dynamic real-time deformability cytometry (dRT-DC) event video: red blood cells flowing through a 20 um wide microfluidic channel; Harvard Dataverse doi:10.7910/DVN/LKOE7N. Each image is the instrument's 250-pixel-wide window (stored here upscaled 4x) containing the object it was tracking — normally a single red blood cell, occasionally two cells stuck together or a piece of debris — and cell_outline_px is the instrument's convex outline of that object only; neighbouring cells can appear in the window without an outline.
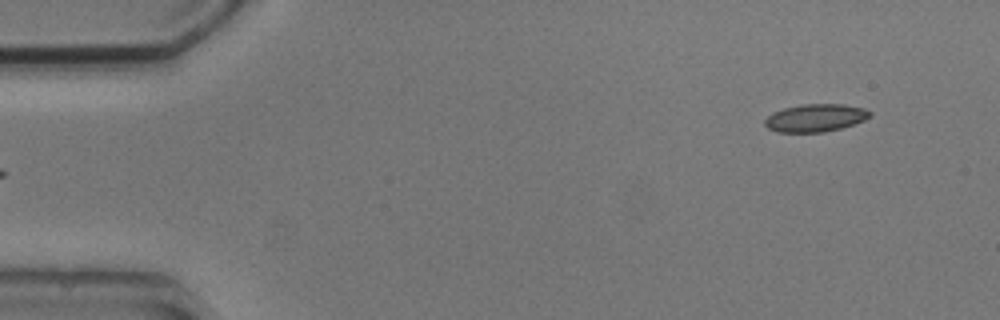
{"species": "common noctule bat (a hibernating species)", "species_latin": "Nyctalus noctula", "temperature_condition": "cold", "stored_images_in_passage": 4, "segment_of_instrument_passage": [2, 2], "camera_frame_rate_fps": 3000, "um_per_image_px": 0.085, "animal": {"sex": "male", "body_mass_g": 20.5, "forearm_length_mm": 52.5}, "frame": {"image": 1, "passage_image": 4, "time_ms": 4.333, "image_size_px": [1000, 320], "cell_outline_px": [[872, 116], [864, 120], [840, 128], [824, 132], [776, 132], [768, 128], [764, 124], [764, 120], [772, 112], [784, 108], [804, 104], [844, 104], [864, 108], [872, 112]], "centroid_in_image_um": [69.31, 10.01], "position_along_channel_um": 15.7, "area_um2": 16.99}}